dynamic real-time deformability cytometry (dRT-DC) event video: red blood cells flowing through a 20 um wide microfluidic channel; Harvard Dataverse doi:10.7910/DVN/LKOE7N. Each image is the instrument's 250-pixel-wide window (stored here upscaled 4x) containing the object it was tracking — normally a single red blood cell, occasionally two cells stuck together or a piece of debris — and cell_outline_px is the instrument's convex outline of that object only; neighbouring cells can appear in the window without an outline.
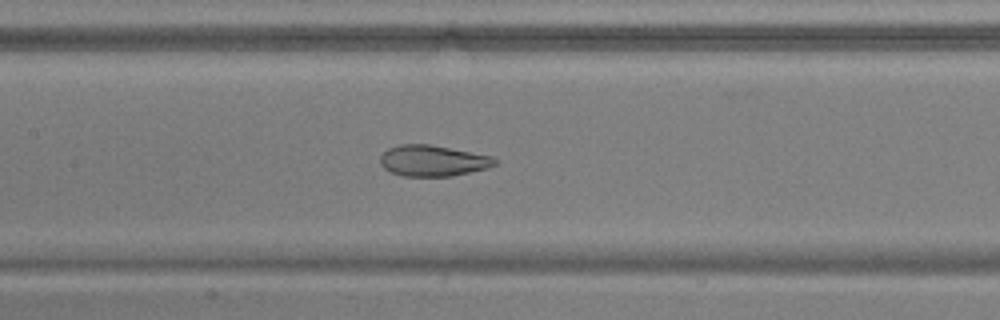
{"species": "common noctule bat (a hibernating species)", "species_latin": "Nyctalus noctula", "temperature_condition": "warm", "stored_images_in_passage": 47, "camera_frame_rate_fps": 3000, "um_per_image_px": 0.085, "animal": {"sex": "male", "body_mass_g": 17.9, "forearm_length_mm": 54.2}, "frame": {"image": 1, "passage_image": 19, "time_ms": 6.0, "image_size_px": [1000, 320], "cell_outline_px": [[500, 160], [496, 164], [488, 168], [452, 176], [404, 176], [392, 172], [384, 168], [380, 164], [380, 156], [388, 148], [400, 144], [428, 144], [492, 156]], "centroid_in_image_um": [36.81, 13.66], "position_along_channel_um": 170.6, "area_um2": 20.69}}
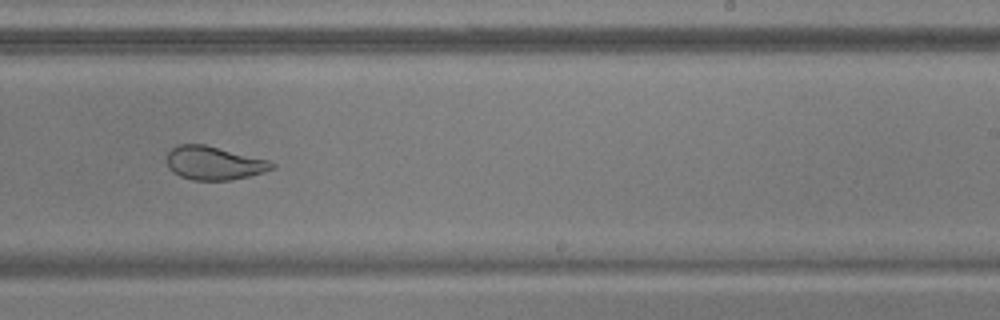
{"frame": {"image": 2, "passage_image": 27, "time_ms": 8.667, "image_size_px": [1000, 320], "cell_outline_px": [[276, 164], [272, 168], [264, 172], [232, 180], [192, 180], [180, 176], [172, 172], [168, 168], [168, 152], [172, 148], [180, 144], [204, 144], [268, 160]], "centroid_in_image_um": [18.17, 13.87], "position_along_channel_um": 270.8, "area_um2": 20.35}}
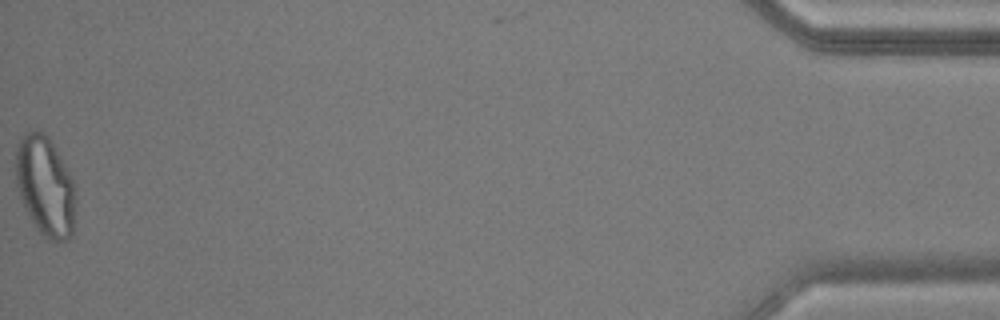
{"frame": {"image": 3, "passage_image": 47, "time_ms": 15.333, "image_size_px": [1000, 320], "cell_outline_px": [[76, 200], [72, 236], [68, 240], [52, 240], [44, 236], [36, 228], [20, 196], [16, 184], [16, 148], [20, 136], [36, 128], [44, 132], [48, 136], [72, 180]], "centroid_in_image_um": [3.84, 15.81], "position_along_channel_um": 431.4, "area_um2": 34.45}, "authors_computed_cell_mechanics": {"area_um2": 25.8944, "velocity_mm_per_s": 3.7725, "shape_relaxation_time_tau1_ms": null, "shape_relaxation_time_tau2_ms": 0.9598, "deformation_change_tau1": null, "deformation_change_tau2": 0.0729}}